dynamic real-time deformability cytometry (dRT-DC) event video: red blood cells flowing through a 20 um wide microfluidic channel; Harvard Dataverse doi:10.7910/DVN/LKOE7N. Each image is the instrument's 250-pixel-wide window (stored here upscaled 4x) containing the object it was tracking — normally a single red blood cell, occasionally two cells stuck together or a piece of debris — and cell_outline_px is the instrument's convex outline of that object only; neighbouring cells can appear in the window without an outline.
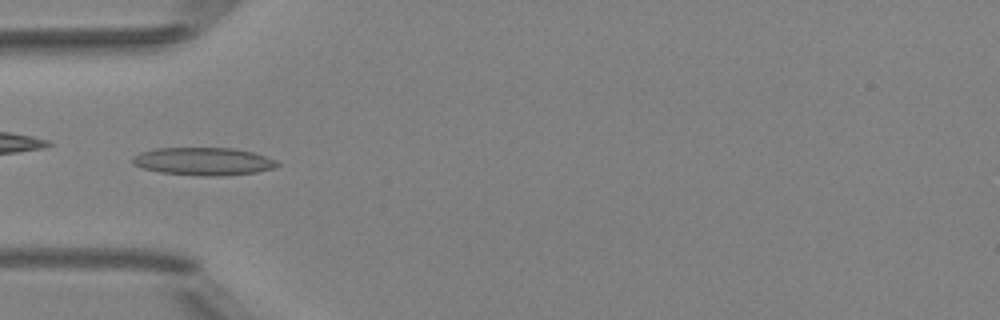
{"species": "Egyptian fruit bat (a non-hibernating species)", "species_latin": "Rousettus aegyptiacus", "temperature_condition": "room temperature", "stored_images_in_passage": 6, "camera_frame_rate_fps": 3000, "um_per_image_px": 0.085, "animal": {"sex": "female"}, "frame": {"image": 1, "passage_image": 5, "time_ms": 4.667, "image_size_px": [1000, 320], "cell_outline_px": [[280, 164], [272, 168], [256, 172], [220, 176], [204, 176], [160, 172], [144, 168], [132, 164], [132, 156], [140, 152], [156, 148], [232, 148], [252, 152], [276, 160]], "centroid_in_image_um": [17.26, 13.71], "position_along_channel_um": 67.7, "area_um2": 23.29}}
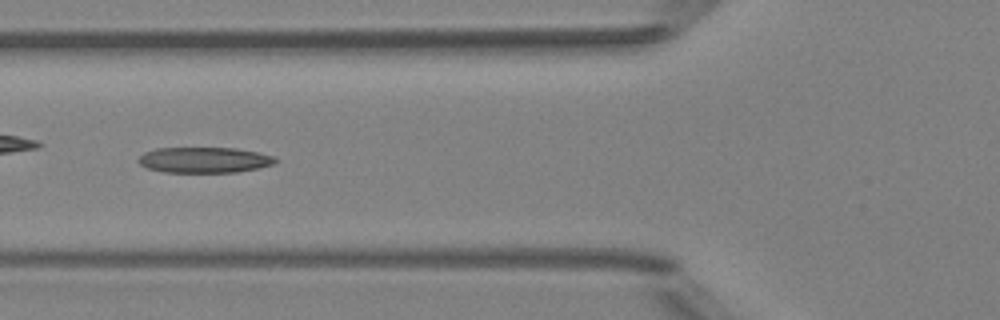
{"frame": {"image": 2, "passage_image": 6, "time_ms": 5.667, "image_size_px": [1000, 320], "cell_outline_px": [[280, 160], [272, 164], [260, 168], [236, 172], [164, 172], [148, 168], [140, 164], [136, 160], [144, 152], [156, 148], [236, 148], [256, 152], [272, 156]], "centroid_in_image_um": [17.35, 13.59], "position_along_channel_um": 108.4, "area_um2": 20.46}}